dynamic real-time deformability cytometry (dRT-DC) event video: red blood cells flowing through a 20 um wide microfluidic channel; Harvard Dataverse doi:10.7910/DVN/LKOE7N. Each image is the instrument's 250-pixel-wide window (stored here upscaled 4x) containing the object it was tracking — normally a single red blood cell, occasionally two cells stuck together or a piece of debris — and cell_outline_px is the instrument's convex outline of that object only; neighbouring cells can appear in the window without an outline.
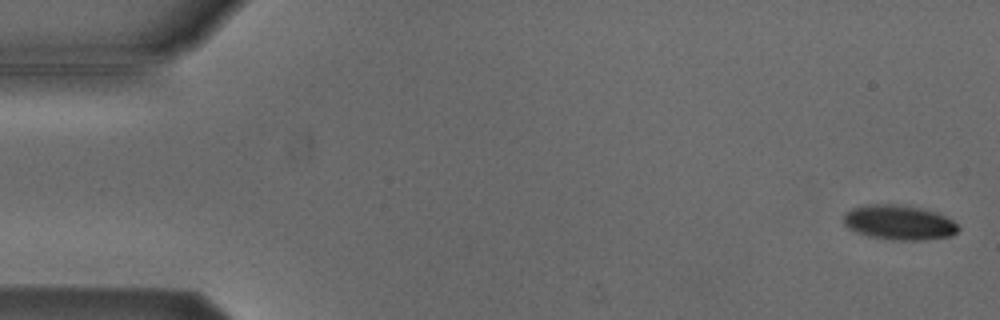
{"species": "Egyptian fruit bat (a non-hibernating species)", "species_latin": "Rousettus aegyptiacus", "temperature_condition": "cold", "stored_images_in_passage": 54, "camera_frame_rate_fps": 3000, "um_per_image_px": 0.085, "animal": {"sex": "male"}, "frame": {"image": 1, "passage_image": 2, "time_ms": 0.333, "image_size_px": [1000, 320], "cell_outline_px": [[960, 228], [952, 236], [924, 240], [892, 240], [868, 236], [856, 232], [848, 228], [844, 224], [844, 212], [852, 208], [868, 204], [908, 204], [940, 212], [952, 220]], "centroid_in_image_um": [76.44, 18.89], "position_along_channel_um": 8.6, "area_um2": 23.76}}
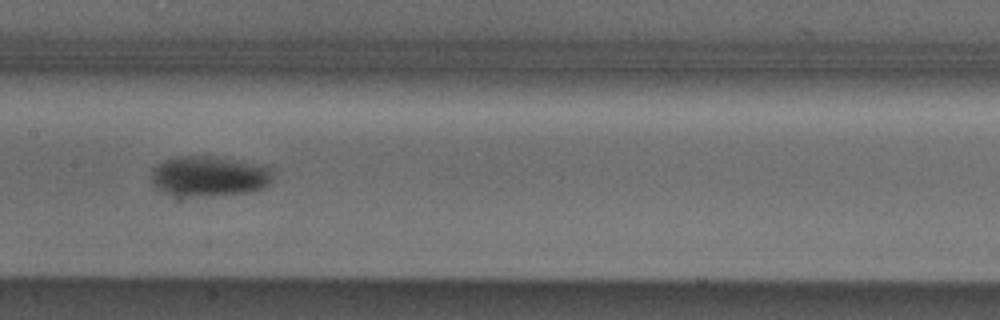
{"frame": {"image": 2, "passage_image": 27, "time_ms": 8.667, "image_size_px": [1000, 320], "cell_outline_px": [[272, 180], [264, 188], [244, 192], [188, 196], [164, 192], [156, 188], [152, 184], [152, 168], [156, 164], [164, 160], [176, 156], [208, 156], [268, 164], [272, 168]], "centroid_in_image_um": [17.8, 14.94], "position_along_channel_um": 189.6, "area_um2": 28.5}}
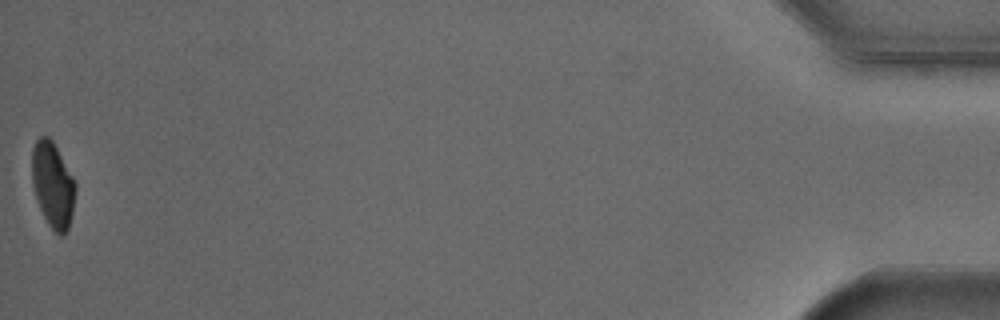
{"frame": {"image": 3, "passage_image": 54, "time_ms": 17.667, "image_size_px": [1000, 320], "cell_outline_px": [[76, 192], [72, 212], [68, 228], [64, 236], [60, 236], [48, 224], [36, 200], [32, 184], [32, 148], [36, 140], [40, 136], [48, 136], [52, 140], [72, 176], [76, 184]], "centroid_in_image_um": [4.48, 15.71], "position_along_channel_um": 430.7, "area_um2": 21.56}, "authors_computed_cell_mechanics": {"area_um2": 24.9118, "velocity_mm_per_s": 3.8285, "shape_relaxation_time_tau1_ms": 3.749, "shape_relaxation_time_tau2_ms": null, "deformation_change_tau1": 0.107, "deformation_change_tau2": null}}